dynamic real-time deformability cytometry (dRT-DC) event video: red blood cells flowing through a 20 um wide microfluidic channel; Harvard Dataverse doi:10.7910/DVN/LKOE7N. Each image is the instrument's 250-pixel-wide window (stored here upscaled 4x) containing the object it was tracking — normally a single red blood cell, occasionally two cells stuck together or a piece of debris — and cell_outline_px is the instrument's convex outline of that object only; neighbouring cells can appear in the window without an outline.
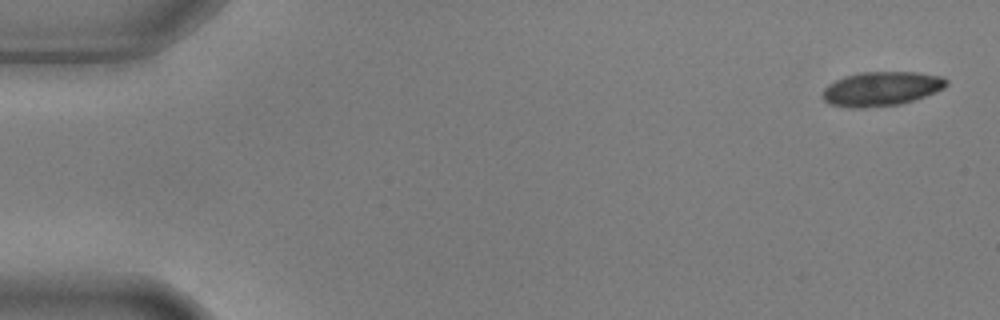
{"species": "common noctule bat (a hibernating species)", "species_latin": "Nyctalus noctula", "temperature_condition": "warm", "stored_images_in_passage": 5, "camera_frame_rate_fps": 3000, "um_per_image_px": 0.085, "animal": {"sex": "male", "body_mass_g": 17.9, "forearm_length_mm": 54.2}, "frame": {"image": 1, "passage_image": 1, "time_ms": 0.0, "image_size_px": [1000, 320], "cell_outline_px": [[948, 84], [944, 88], [936, 92], [900, 104], [864, 108], [852, 108], [832, 104], [824, 100], [824, 88], [828, 84], [844, 76], [860, 72], [916, 72], [940, 76], [948, 80]], "centroid_in_image_um": [74.93, 7.54], "position_along_channel_um": 10.1, "area_um2": 24.57}}
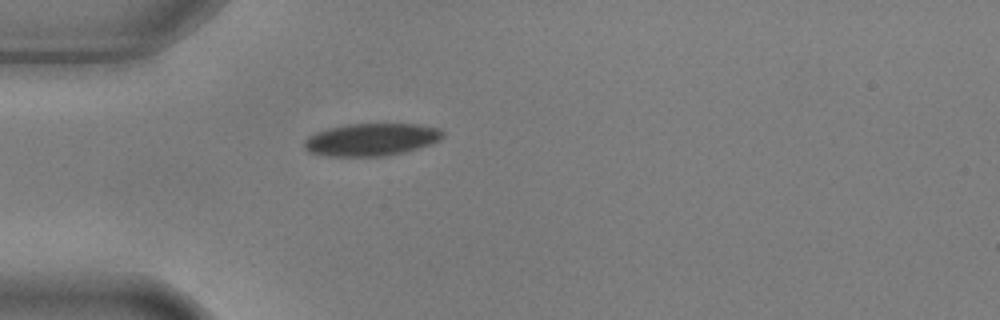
{"frame": {"image": 2, "passage_image": 5, "time_ms": 1.333, "image_size_px": [1000, 320], "cell_outline_px": [[444, 136], [440, 140], [432, 144], [420, 148], [404, 152], [384, 156], [324, 156], [308, 152], [304, 148], [304, 140], [308, 136], [316, 132], [328, 128], [348, 124], [416, 124], [440, 128], [444, 132]], "centroid_in_image_um": [31.57, 11.86], "position_along_channel_um": 53.4, "area_um2": 26.47}}